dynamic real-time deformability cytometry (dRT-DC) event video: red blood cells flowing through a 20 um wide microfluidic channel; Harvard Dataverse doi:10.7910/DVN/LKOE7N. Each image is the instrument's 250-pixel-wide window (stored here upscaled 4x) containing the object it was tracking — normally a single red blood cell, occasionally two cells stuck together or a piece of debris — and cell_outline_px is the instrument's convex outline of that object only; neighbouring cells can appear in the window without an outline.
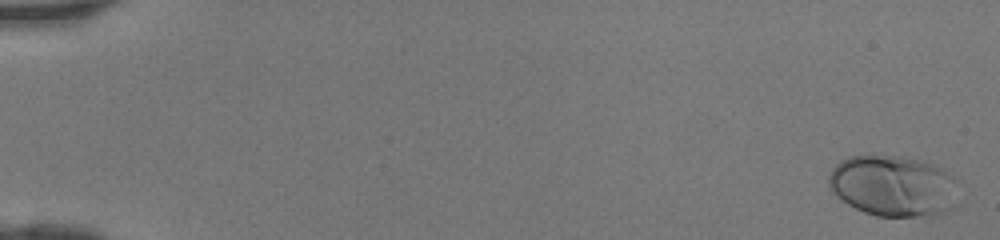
{"species": "human", "species_latin": "Homo sapiens", "temperature_condition": "room temperature", "stored_images_in_passage": 47, "camera_frame_rate_fps": 3000, "um_per_image_px": 0.085, "donor": {"sex": "female"}, "frame": {"image": 1, "passage_image": 2, "time_ms": 0.333, "image_size_px": [1000, 240], "cell_outline_px": [[956, 180], [944, 208], [940, 212], [916, 216], [876, 216], [864, 212], [848, 204], [832, 192], [828, 184], [828, 176], [832, 168], [840, 160], [848, 156], [900, 156], [920, 160], [944, 168], [956, 176]], "centroid_in_image_um": [75.78, 15.75], "position_along_channel_um": 9.2, "area_um2": 44.97}}
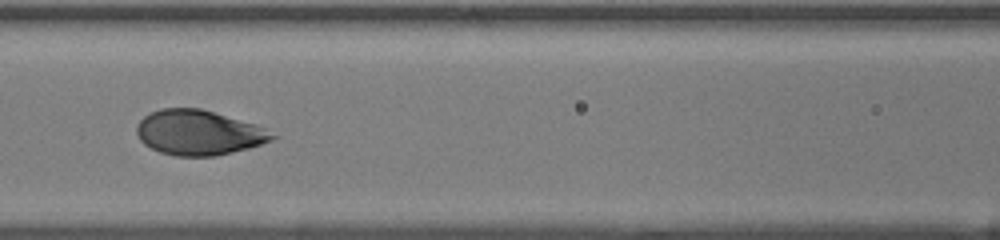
{"frame": {"image": 2, "passage_image": 23, "time_ms": 7.333, "image_size_px": [1000, 240], "cell_outline_px": [[280, 136], [272, 140], [248, 148], [216, 156], [172, 156], [160, 152], [144, 144], [140, 140], [136, 132], [136, 124], [144, 116], [160, 108], [200, 108], [256, 124]], "centroid_in_image_um": [16.88, 11.27], "position_along_channel_um": 149.7, "area_um2": 35.6}}
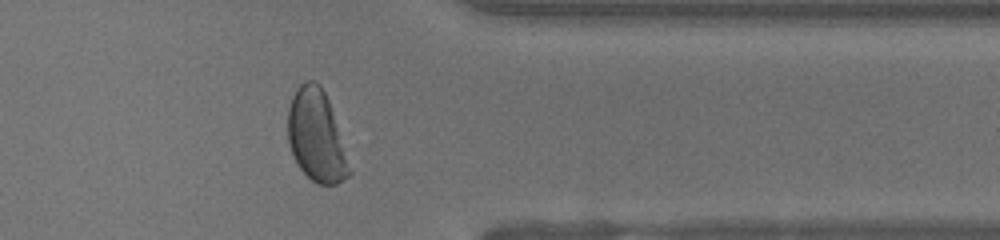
{"frame": {"image": 3, "passage_image": 39, "time_ms": 12.667, "image_size_px": [1000, 240], "cell_outline_px": [[352, 172], [348, 176], [336, 184], [316, 184], [300, 168], [292, 152], [288, 140], [288, 108], [292, 96], [296, 88], [304, 80], [312, 80], [320, 84], [328, 100]], "centroid_in_image_um": [26.87, 11.54], "position_along_channel_um": 384.5, "area_um2": 32.31}}